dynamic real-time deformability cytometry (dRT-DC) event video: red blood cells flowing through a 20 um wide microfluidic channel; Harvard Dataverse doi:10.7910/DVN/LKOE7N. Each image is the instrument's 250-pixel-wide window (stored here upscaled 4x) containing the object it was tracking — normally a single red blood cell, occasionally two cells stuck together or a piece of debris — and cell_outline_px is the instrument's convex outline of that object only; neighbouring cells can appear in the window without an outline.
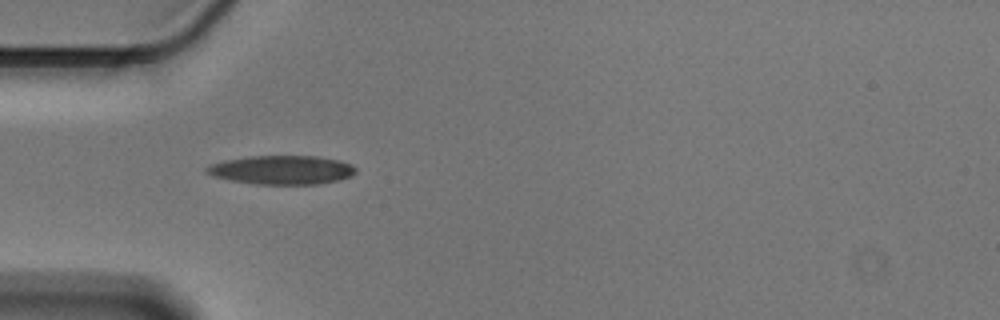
{"species": "Egyptian fruit bat (a non-hibernating species)", "species_latin": "Rousettus aegyptiacus", "temperature_condition": "cold", "stored_images_in_passage": 43, "camera_frame_rate_fps": 3000, "um_per_image_px": 0.085, "animal": {"sex": "male"}, "frame": {"image": 1, "passage_image": 4, "time_ms": 1.0, "image_size_px": [1000, 320], "cell_outline_px": [[356, 172], [352, 176], [340, 180], [316, 184], [256, 184], [228, 180], [212, 176], [204, 172], [204, 168], [208, 164], [224, 160], [248, 156], [316, 156], [340, 160], [352, 164], [356, 168]], "centroid_in_image_um": [23.92, 14.44], "position_along_channel_um": 61.1, "area_um2": 25.43}}
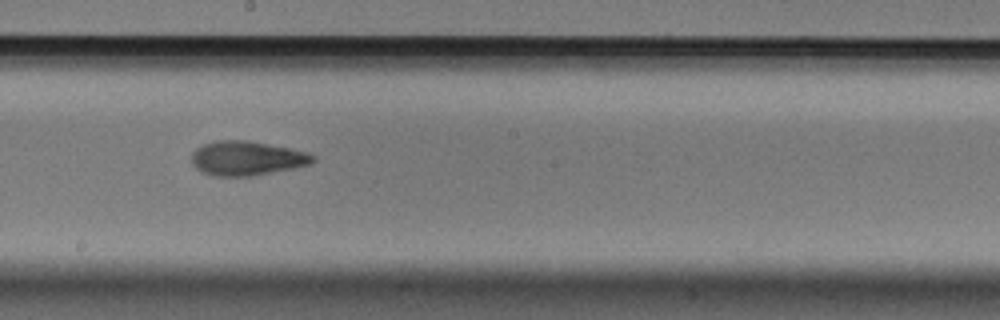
{"frame": {"image": 2, "passage_image": 18, "time_ms": 5.667, "image_size_px": [1000, 320], "cell_outline_px": [[316, 160], [312, 164], [296, 168], [252, 176], [216, 176], [200, 172], [192, 164], [192, 152], [196, 148], [204, 144], [216, 140], [248, 140], [308, 152], [316, 156]], "centroid_in_image_um": [21.0, 13.46], "position_along_channel_um": 227.2, "area_um2": 24.51}}
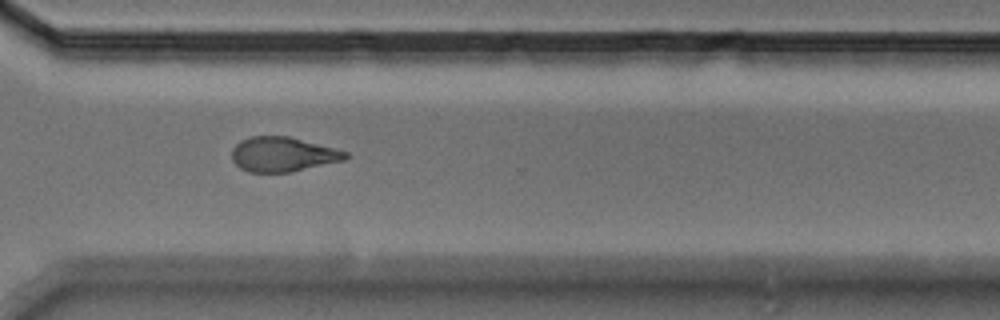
{"frame": {"image": 3, "passage_image": 28, "time_ms": 9.0, "image_size_px": [1000, 320], "cell_outline_px": [[348, 156], [344, 160], [288, 172], [248, 172], [240, 168], [232, 160], [232, 148], [240, 140], [252, 136], [288, 136], [348, 152]], "centroid_in_image_um": [23.99, 13.11], "position_along_channel_um": 346.6, "area_um2": 22.66}, "authors_computed_cell_mechanics": {"area_um2": 23.7558, "velocity_mm_per_s": 3.5867, "shape_relaxation_time_tau1_ms": 5.5803, "shape_relaxation_time_tau2_ms": 3.3091, "deformation_change_tau1": 0.1592, "deformation_change_tau2": 0.1163}}